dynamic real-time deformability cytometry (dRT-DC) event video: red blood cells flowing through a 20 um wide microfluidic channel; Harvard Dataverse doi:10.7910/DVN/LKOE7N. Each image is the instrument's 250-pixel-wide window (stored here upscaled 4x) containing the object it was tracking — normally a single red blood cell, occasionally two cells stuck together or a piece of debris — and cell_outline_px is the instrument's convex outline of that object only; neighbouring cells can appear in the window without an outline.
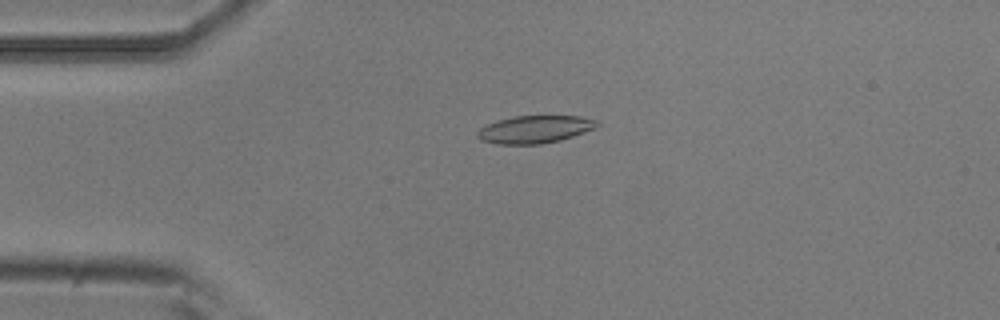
{"species": "common noctule bat (a hibernating species)", "species_latin": "Nyctalus noctula", "temperature_condition": "room temperature", "stored_images_in_passage": 44, "camera_frame_rate_fps": 3000, "um_per_image_px": 0.085, "animal": {"sex": "male", "body_mass_g": 20.5, "forearm_length_mm": 52.5}, "frame": {"image": 1, "passage_image": 10, "time_ms": 3.0, "image_size_px": [1000, 320], "cell_outline_px": [[600, 124], [584, 132], [560, 140], [540, 144], [500, 144], [480, 140], [476, 136], [476, 132], [480, 128], [496, 120], [516, 116], [580, 116], [596, 120]], "centroid_in_image_um": [45.41, 10.99], "position_along_channel_um": 39.6, "area_um2": 19.07}}
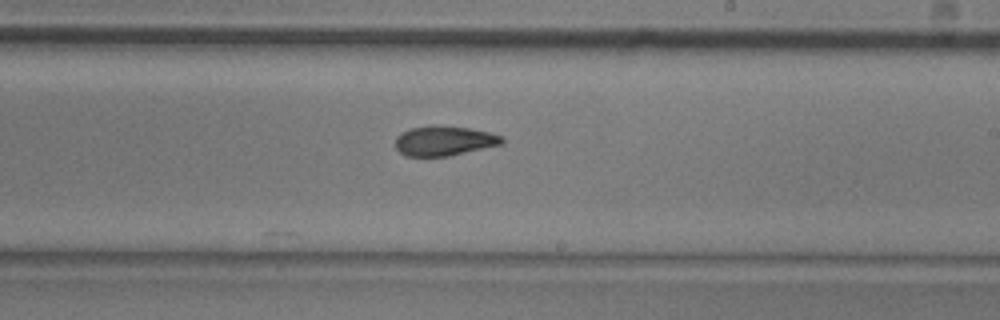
{"frame": {"image": 2, "passage_image": 29, "time_ms": 9.333, "image_size_px": [1000, 320], "cell_outline_px": [[504, 144], [448, 156], [408, 156], [400, 152], [396, 148], [396, 136], [408, 128], [432, 124], [468, 128], [488, 132], [504, 136]], "centroid_in_image_um": [37.76, 11.95], "position_along_channel_um": 251.2, "area_um2": 18.67}}
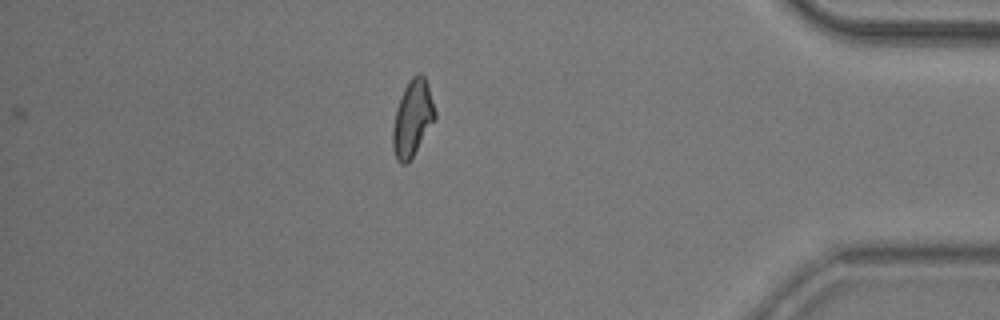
{"frame": {"image": 3, "passage_image": 44, "time_ms": 14.333, "image_size_px": [1000, 320], "cell_outline_px": [[436, 116], [408, 164], [400, 164], [396, 160], [392, 148], [392, 128], [396, 108], [404, 88], [408, 80], [416, 72], [420, 72], [424, 76], [428, 84], [436, 112]], "centroid_in_image_um": [35.04, 10.04], "position_along_channel_um": 400.2, "area_um2": 18.84}, "authors_computed_cell_mechanics": {"area_um2": 18.9873, "velocity_mm_per_s": 3.7445, "shape_relaxation_time_tau1_ms": 7.0888, "shape_relaxation_time_tau2_ms": 1.9054, "deformation_change_tau1": 0.1879, "deformation_change_tau2": 0.0792}}